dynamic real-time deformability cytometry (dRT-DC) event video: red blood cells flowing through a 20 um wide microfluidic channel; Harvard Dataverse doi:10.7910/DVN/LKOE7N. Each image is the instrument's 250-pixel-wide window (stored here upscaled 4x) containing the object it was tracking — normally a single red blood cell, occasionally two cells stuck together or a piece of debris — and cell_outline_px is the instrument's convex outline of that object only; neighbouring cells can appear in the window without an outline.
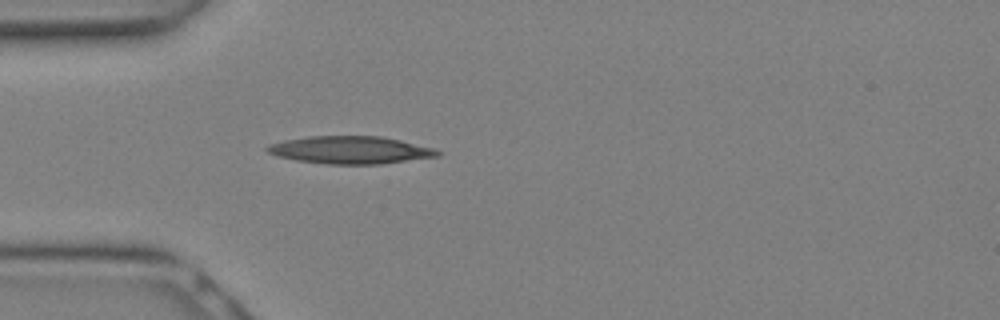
{"species": "Egyptian fruit bat (a non-hibernating species)", "species_latin": "Rousettus aegyptiacus", "temperature_condition": "warm", "stored_images_in_passage": 3, "camera_frame_rate_fps": 3000, "um_per_image_px": 0.085, "animal": {"sex": "female"}, "frame": {"image": 1, "passage_image": 1, "time_ms": 0.0, "image_size_px": [1000, 320], "cell_outline_px": [[444, 152], [440, 156], [380, 164], [328, 164], [296, 160], [276, 156], [268, 152], [264, 148], [268, 144], [284, 140], [308, 136], [380, 136], [400, 140], [432, 148]], "centroid_in_image_um": [29.76, 12.75], "position_along_channel_um": 55.2, "area_um2": 27.4}}
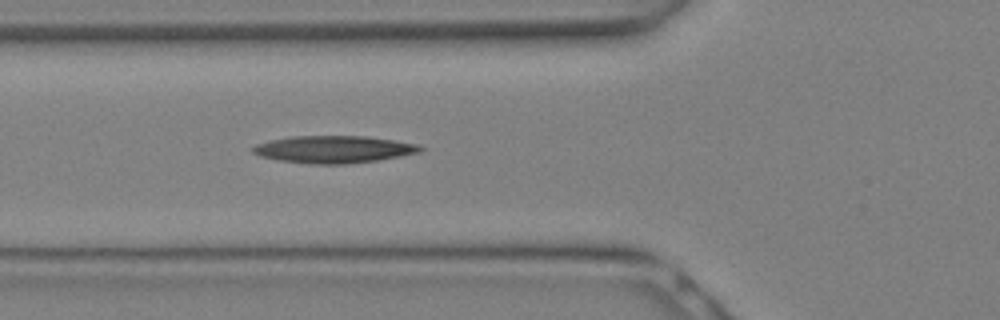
{"frame": {"image": 2, "passage_image": 3, "time_ms": 0.667, "image_size_px": [1000, 320], "cell_outline_px": [[424, 148], [420, 152], [380, 160], [344, 164], [312, 164], [280, 160], [260, 156], [252, 152], [252, 148], [256, 144], [272, 140], [292, 136], [364, 136], [420, 144]], "centroid_in_image_um": [28.39, 12.69], "position_along_channel_um": 97.4, "area_um2": 26.47}}